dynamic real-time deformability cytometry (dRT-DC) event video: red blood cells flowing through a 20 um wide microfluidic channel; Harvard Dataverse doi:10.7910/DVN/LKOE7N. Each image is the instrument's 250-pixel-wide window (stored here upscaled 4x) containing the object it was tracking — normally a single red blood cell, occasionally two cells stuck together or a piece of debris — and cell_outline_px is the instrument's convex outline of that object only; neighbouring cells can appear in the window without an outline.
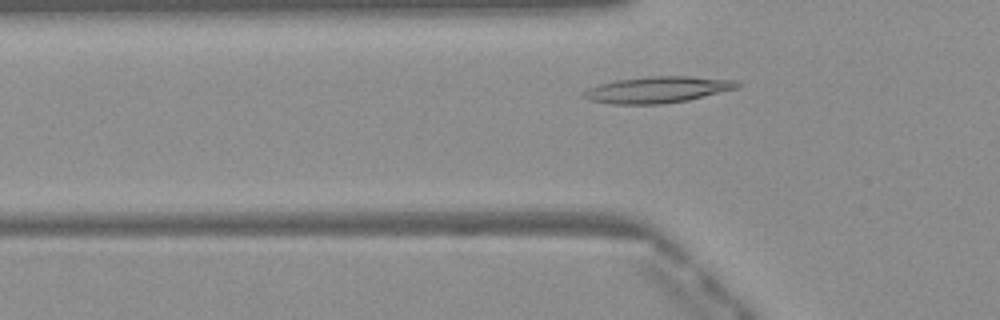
{"species": "Egyptian fruit bat (a non-hibernating species)", "species_latin": "Rousettus aegyptiacus", "temperature_condition": "warm", "stored_images_in_passage": 36, "camera_frame_rate_fps": 3000, "um_per_image_px": 0.085, "frame": {"image": 1, "passage_image": 8, "time_ms": 2.333, "image_size_px": [1000, 320], "cell_outline_px": [[744, 84], [740, 88], [688, 100], [660, 104], [612, 104], [588, 100], [580, 96], [588, 88], [600, 84], [616, 80], [648, 76], [692, 76], [736, 80]], "centroid_in_image_um": [55.94, 7.62], "position_along_channel_um": 69.9, "area_um2": 23.87}}
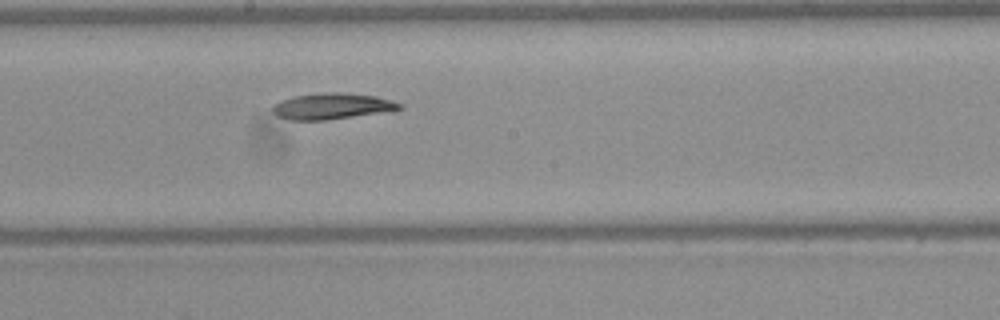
{"frame": {"image": 2, "passage_image": 19, "time_ms": 6.0, "image_size_px": [1000, 320], "cell_outline_px": [[404, 108], [392, 112], [324, 120], [292, 120], [276, 116], [272, 112], [272, 104], [280, 100], [296, 96], [328, 92], [344, 92], [376, 96], [400, 104]], "centroid_in_image_um": [28.23, 9.04], "position_along_channel_um": 220.0, "area_um2": 19.48}}
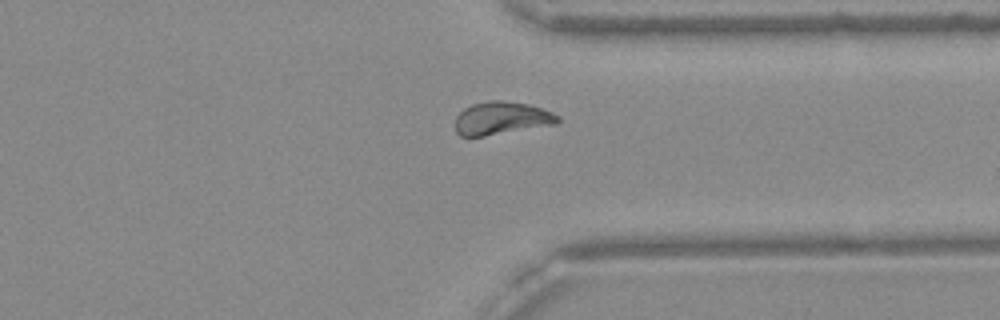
{"frame": {"image": 3, "passage_image": 30, "time_ms": 9.667, "image_size_px": [1000, 320], "cell_outline_px": [[560, 120], [556, 124], [468, 140], [460, 136], [456, 132], [456, 116], [464, 108], [472, 104], [488, 100], [500, 100], [528, 104], [552, 112], [560, 116]], "centroid_in_image_um": [42.58, 10.09], "position_along_channel_um": 368.8, "area_um2": 20.29}}